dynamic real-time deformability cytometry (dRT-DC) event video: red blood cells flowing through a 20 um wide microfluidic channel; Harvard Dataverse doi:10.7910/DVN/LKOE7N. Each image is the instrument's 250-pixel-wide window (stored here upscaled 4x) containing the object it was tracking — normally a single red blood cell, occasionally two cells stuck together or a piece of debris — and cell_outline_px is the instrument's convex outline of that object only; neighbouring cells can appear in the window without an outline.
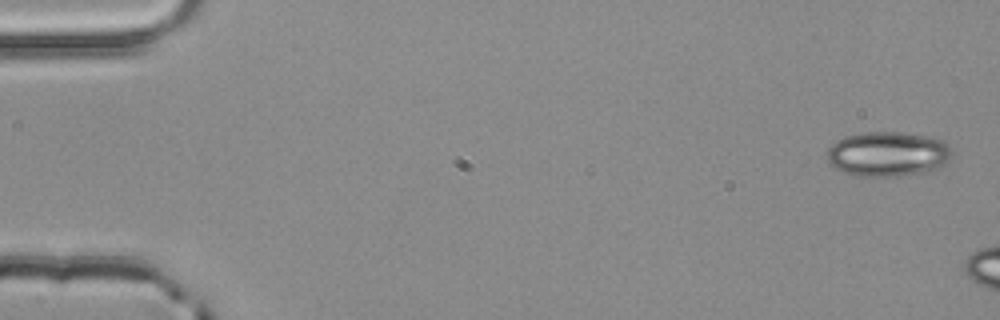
{"species": "common noctule bat (a hibernating species)", "species_latin": "Nyctalus noctula", "temperature_condition": "room temperature", "stored_images_in_passage": 5, "camera_frame_rate_fps": 3000, "um_per_image_px": 0.085, "animal": {"sex": "male", "body_mass_g": 20.4}, "frame": {"image": 1, "passage_image": 1, "time_ms": 0.0, "image_size_px": [1000, 320], "cell_outline_px": [[952, 156], [944, 164], [936, 168], [924, 172], [900, 176], [860, 176], [844, 172], [836, 168], [828, 160], [828, 148], [836, 140], [844, 136], [864, 132], [900, 132], [924, 136], [944, 140], [952, 148]], "centroid_in_image_um": [75.48, 13.08], "position_along_channel_um": 9.5, "area_um2": 32.54}}